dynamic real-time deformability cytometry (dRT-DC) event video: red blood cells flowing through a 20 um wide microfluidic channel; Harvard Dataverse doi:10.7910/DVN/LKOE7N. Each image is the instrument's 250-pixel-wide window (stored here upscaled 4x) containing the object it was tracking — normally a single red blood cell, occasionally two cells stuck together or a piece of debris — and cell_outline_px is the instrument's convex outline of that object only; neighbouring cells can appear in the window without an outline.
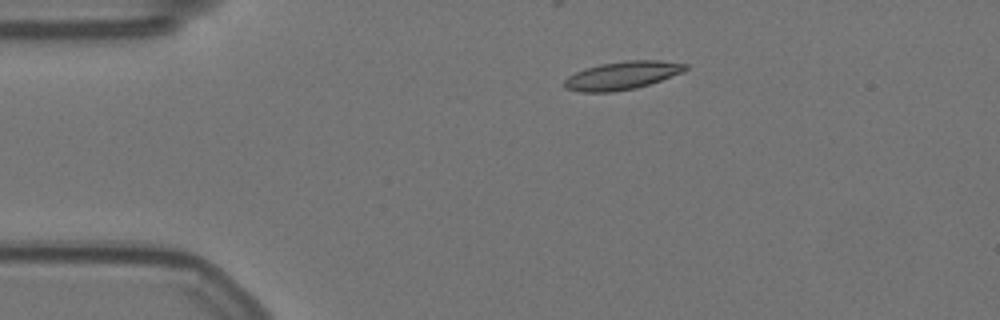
{"species": "Egyptian fruit bat (a non-hibernating species)", "species_latin": "Rousettus aegyptiacus", "temperature_condition": "warm", "stored_images_in_passage": 45, "camera_frame_rate_fps": 3000, "um_per_image_px": 0.085, "animal": {"sex": "female"}, "frame": {"image": 1, "passage_image": 1, "time_ms": 0.0, "image_size_px": [1000, 320], "cell_outline_px": [[688, 68], [684, 72], [636, 88], [612, 92], [580, 92], [564, 88], [564, 80], [568, 76], [584, 68], [600, 64], [628, 60], [660, 60], [688, 64]], "centroid_in_image_um": [52.88, 6.41], "position_along_channel_um": 32.1, "area_um2": 19.88}}
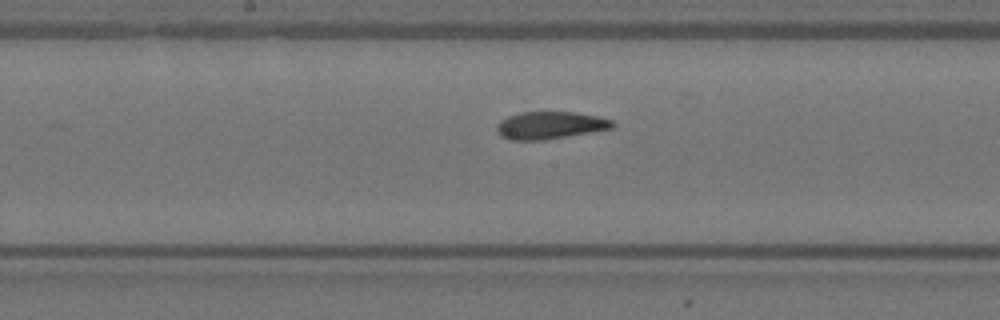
{"frame": {"image": 2, "passage_image": 19, "time_ms": 6.0, "image_size_px": [1000, 320], "cell_outline_px": [[616, 124], [612, 128], [592, 132], [544, 140], [512, 140], [500, 136], [496, 132], [496, 124], [500, 120], [508, 116], [520, 112], [576, 112], [596, 116], [612, 120]], "centroid_in_image_um": [46.72, 10.65], "position_along_channel_um": 201.5, "area_um2": 18.61}}
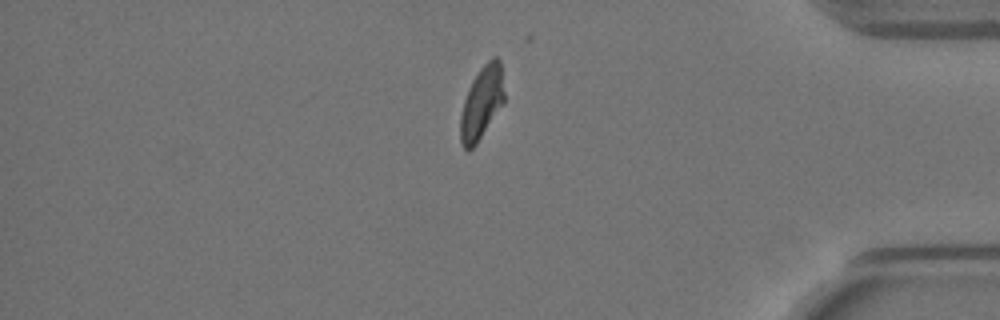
{"frame": {"image": 3, "passage_image": 38, "time_ms": 12.333, "image_size_px": [1000, 320], "cell_outline_px": [[504, 104], [476, 144], [468, 152], [460, 144], [460, 116], [464, 100], [472, 80], [480, 68], [492, 56], [496, 56], [500, 60], [504, 92]], "centroid_in_image_um": [40.94, 8.75], "position_along_channel_um": 394.3, "area_um2": 18.73}, "authors_computed_cell_mechanics": {"area_um2": 19.074, "velocity_mm_per_s": 3.5396, "shape_relaxation_time_tau1_ms": 9.8313, "shape_relaxation_time_tau2_ms": 1.8929, "deformation_change_tau1": 0.2399, "deformation_change_tau2": 0.0824}}